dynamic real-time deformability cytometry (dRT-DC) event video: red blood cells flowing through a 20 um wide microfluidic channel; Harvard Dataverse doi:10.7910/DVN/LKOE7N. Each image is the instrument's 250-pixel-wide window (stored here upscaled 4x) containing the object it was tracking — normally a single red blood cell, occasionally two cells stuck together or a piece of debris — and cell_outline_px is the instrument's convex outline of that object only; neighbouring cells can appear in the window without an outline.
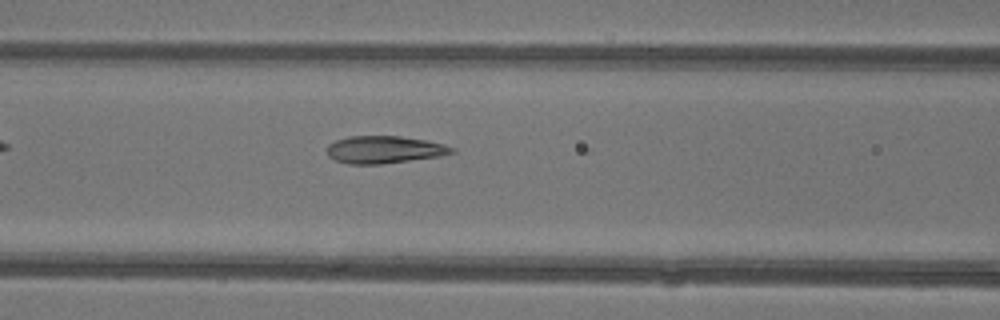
{"species": "common noctule bat (a hibernating species)", "species_latin": "Nyctalus noctula", "temperature_condition": "warm", "stored_images_in_passage": 11, "camera_frame_rate_fps": 3000, "um_per_image_px": 0.085, "animal": {"sex": "female"}, "frame": {"image": 1, "passage_image": 6, "time_ms": 1.667, "image_size_px": [1000, 320], "cell_outline_px": [[456, 152], [440, 156], [380, 164], [348, 164], [336, 160], [328, 156], [328, 144], [336, 140], [348, 136], [400, 136], [424, 140], [444, 144], [456, 148]], "centroid_in_image_um": [32.68, 12.71], "position_along_channel_um": 133.9, "area_um2": 19.88}}
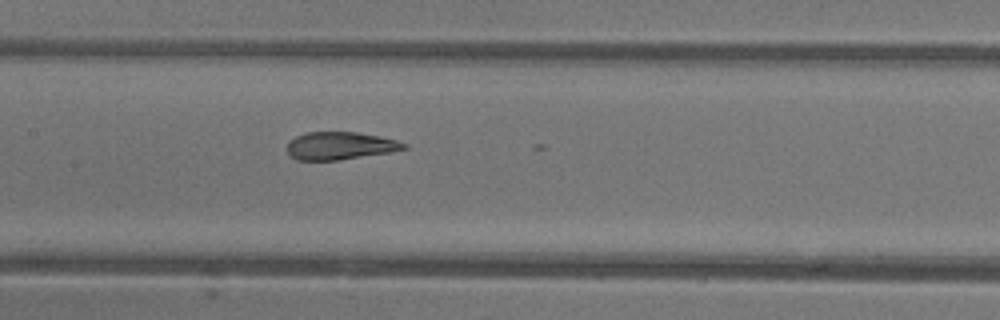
{"frame": {"image": 2, "passage_image": 9, "time_ms": 2.667, "image_size_px": [1000, 320], "cell_outline_px": [[408, 148], [388, 152], [340, 160], [296, 160], [288, 152], [288, 140], [296, 136], [308, 132], [356, 132], [380, 136], [396, 140], [408, 144]], "centroid_in_image_um": [28.9, 12.38], "position_along_channel_um": 178.5, "area_um2": 18.79}}